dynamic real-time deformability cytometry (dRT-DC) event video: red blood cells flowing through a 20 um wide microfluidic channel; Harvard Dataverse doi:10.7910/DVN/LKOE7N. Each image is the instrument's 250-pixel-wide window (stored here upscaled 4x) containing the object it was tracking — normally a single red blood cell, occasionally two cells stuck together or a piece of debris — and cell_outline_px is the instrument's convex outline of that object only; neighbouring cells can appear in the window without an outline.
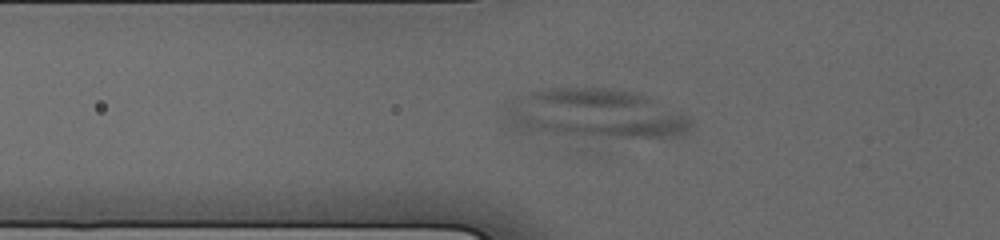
{"species": "human", "species_latin": "Homo sapiens", "temperature_condition": "cold", "stored_images_in_passage": 16, "camera_frame_rate_fps": 3000, "um_per_image_px": 0.085, "donor": {"sex": "male"}, "frame": {"image": 1, "passage_image": 7, "time_ms": 3.0, "image_size_px": [1000, 240], "cell_outline_px": [[692, 128], [676, 136], [576, 148], [504, 128], [500, 120], [496, 108], [508, 100], [532, 92], [548, 88], [620, 88], [640, 92], [692, 116]], "centroid_in_image_um": [50.34, 9.9], "position_along_channel_um": 75.5, "area_um2": 62.6}}
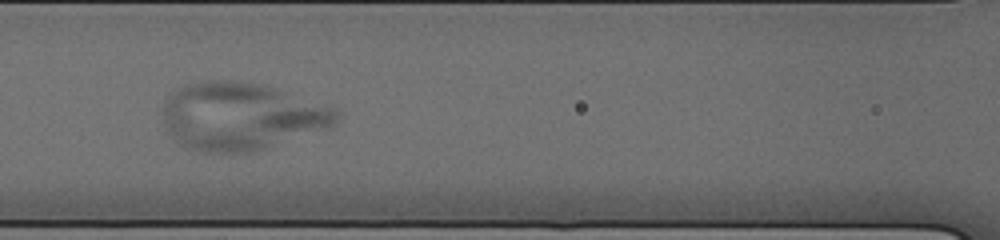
{"frame": {"image": 2, "passage_image": 10, "time_ms": 5.0, "image_size_px": [1000, 240], "cell_outline_px": [[340, 116], [332, 128], [252, 152], [232, 156], [196, 152], [180, 144], [168, 132], [164, 124], [164, 96], [172, 88], [184, 84], [204, 80], [240, 80], [264, 84], [280, 88], [336, 108], [340, 112]], "centroid_in_image_um": [20.49, 9.89], "position_along_channel_um": 146.1, "area_um2": 70.63}}